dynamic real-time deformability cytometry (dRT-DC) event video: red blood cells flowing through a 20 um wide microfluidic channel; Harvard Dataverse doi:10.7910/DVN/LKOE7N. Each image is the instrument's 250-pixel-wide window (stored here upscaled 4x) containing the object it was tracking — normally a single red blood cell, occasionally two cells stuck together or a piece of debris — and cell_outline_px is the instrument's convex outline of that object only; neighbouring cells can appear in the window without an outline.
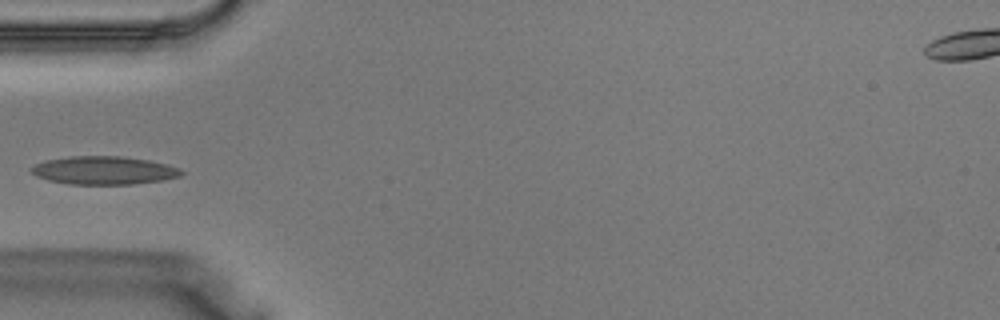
{"species": "Egyptian fruit bat (a non-hibernating species)", "species_latin": "Rousettus aegyptiacus", "temperature_condition": "warm", "stored_images_in_passage": 27, "camera_frame_rate_fps": 3000, "um_per_image_px": 0.085, "animal": {"sex": "male"}, "frame": {"image": 1, "passage_image": 1, "time_ms": 0.0, "image_size_px": [1000, 320], "cell_outline_px": [[184, 172], [180, 176], [164, 180], [132, 184], [68, 184], [48, 180], [36, 176], [28, 168], [44, 160], [72, 156], [120, 156], [148, 160], [180, 168]], "centroid_in_image_um": [8.81, 14.48], "position_along_channel_um": 76.2, "area_um2": 24.62}}
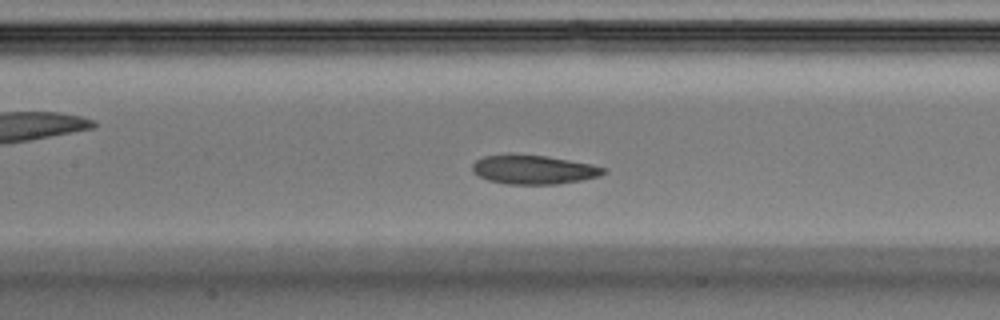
{"frame": {"image": 2, "passage_image": 6, "time_ms": 1.667, "image_size_px": [1000, 320], "cell_outline_px": [[608, 172], [600, 176], [580, 180], [556, 184], [508, 184], [488, 180], [472, 172], [472, 164], [476, 160], [484, 156], [508, 152], [548, 156], [592, 164], [608, 168]], "centroid_in_image_um": [45.35, 14.38], "position_along_channel_um": 162.0, "area_um2": 22.72}}
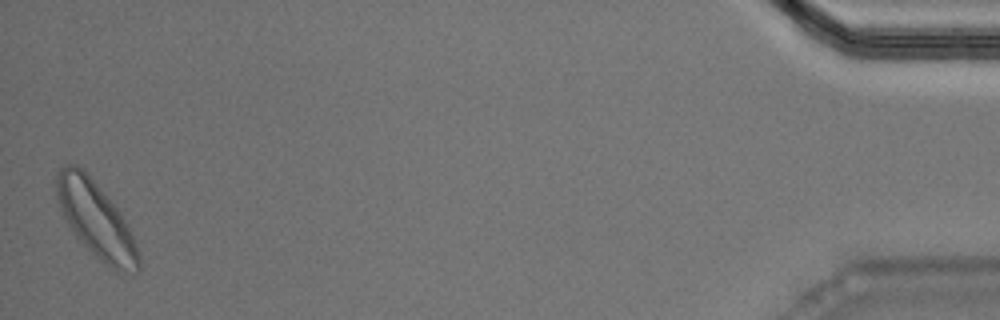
{"frame": {"image": 3, "passage_image": 27, "time_ms": 8.667, "image_size_px": [1000, 320], "cell_outline_px": [[140, 268], [132, 276], [116, 272], [100, 260], [76, 236], [64, 216], [60, 208], [56, 196], [56, 172], [64, 164], [76, 164], [108, 196], [120, 212], [140, 252]], "centroid_in_image_um": [8.19, 18.72], "position_along_channel_um": 427.0, "area_um2": 35.95}}